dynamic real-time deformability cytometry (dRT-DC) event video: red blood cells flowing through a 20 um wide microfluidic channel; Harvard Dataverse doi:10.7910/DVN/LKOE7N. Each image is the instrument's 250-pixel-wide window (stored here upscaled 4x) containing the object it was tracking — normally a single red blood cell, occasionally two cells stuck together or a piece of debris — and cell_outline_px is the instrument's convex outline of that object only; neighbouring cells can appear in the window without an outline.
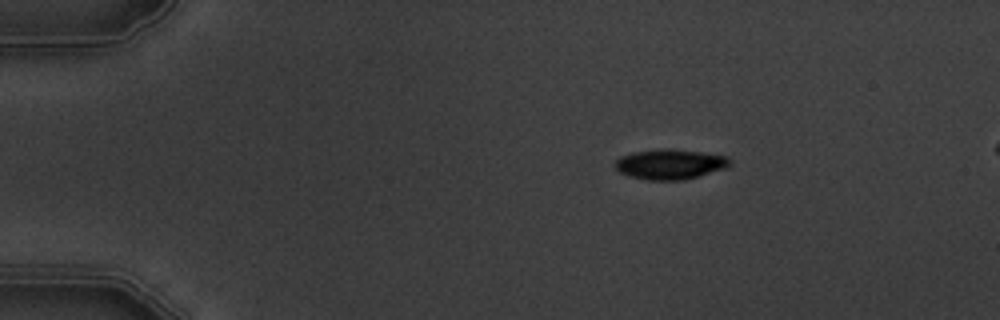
{"species": "common noctule bat (a hibernating species)", "species_latin": "Nyctalus noctula", "temperature_condition": "warm", "stored_images_in_passage": 6, "camera_frame_rate_fps": 3000, "um_per_image_px": 0.085, "animal": {"sex": "male", "body_mass_g": 19.5, "forearm_length_mm": 54.6}, "frame": {"image": 1, "passage_image": 2, "time_ms": 1.333, "image_size_px": [1000, 320], "cell_outline_px": [[732, 164], [728, 168], [684, 180], [648, 180], [628, 176], [620, 172], [616, 168], [616, 160], [620, 156], [632, 152], [664, 148], [700, 152], [728, 156], [732, 160]], "centroid_in_image_um": [56.99, 13.96], "position_along_channel_um": 28.0, "area_um2": 20.29}}